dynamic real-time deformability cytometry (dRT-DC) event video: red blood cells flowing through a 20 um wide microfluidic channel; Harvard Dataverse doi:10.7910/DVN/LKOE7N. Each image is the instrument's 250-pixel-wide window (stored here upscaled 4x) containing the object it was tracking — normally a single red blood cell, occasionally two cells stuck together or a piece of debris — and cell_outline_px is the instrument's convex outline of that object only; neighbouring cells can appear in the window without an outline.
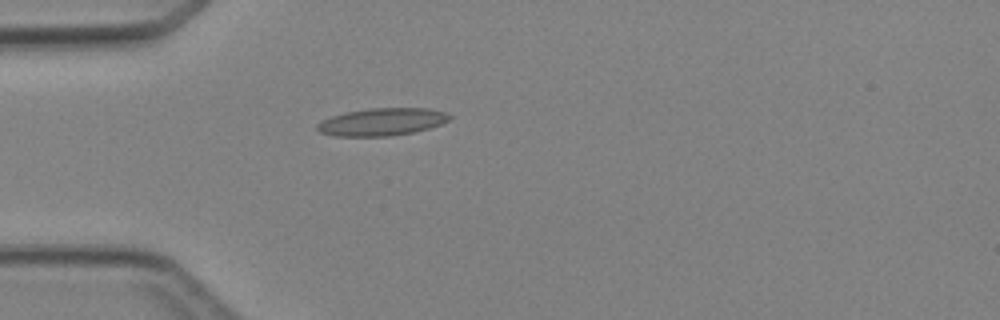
{"species": "Egyptian fruit bat (a non-hibernating species)", "species_latin": "Rousettus aegyptiacus", "temperature_condition": "cold", "stored_images_in_passage": 1, "camera_frame_rate_fps": 3000, "um_per_image_px": 0.085, "animal": {"sex": "female"}, "frame": {"image": 1, "passage_image": 1, "time_ms": 0.0, "image_size_px": [1000, 320], "cell_outline_px": [[452, 120], [428, 128], [412, 132], [392, 136], [336, 136], [320, 132], [316, 128], [316, 124], [332, 116], [344, 112], [368, 108], [428, 108], [444, 112], [452, 116]], "centroid_in_image_um": [32.48, 10.35], "position_along_channel_um": 52.5, "area_um2": 21.21}}